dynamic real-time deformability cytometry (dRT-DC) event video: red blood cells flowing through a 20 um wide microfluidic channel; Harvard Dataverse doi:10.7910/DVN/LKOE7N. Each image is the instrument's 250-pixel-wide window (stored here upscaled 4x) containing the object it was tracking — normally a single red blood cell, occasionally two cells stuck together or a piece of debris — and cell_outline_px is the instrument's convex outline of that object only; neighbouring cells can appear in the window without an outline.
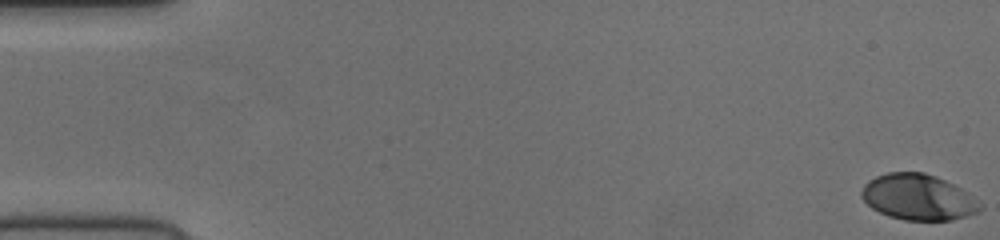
{"species": "human", "species_latin": "Homo sapiens", "temperature_condition": "cold", "stored_images_in_passage": 53, "camera_frame_rate_fps": 3000, "um_per_image_px": 0.085, "donor": {"sex": "female"}, "frame": {"image": 1, "passage_image": 1, "time_ms": 0.0, "image_size_px": [1000, 240], "cell_outline_px": [[984, 208], [976, 212], [952, 220], [904, 220], [888, 216], [872, 208], [860, 196], [860, 192], [864, 184], [868, 180], [876, 176], [888, 172], [924, 172], [936, 176], [960, 188], [984, 204]], "centroid_in_image_um": [78.03, 16.76], "position_along_channel_um": 7.0, "area_um2": 31.67}}
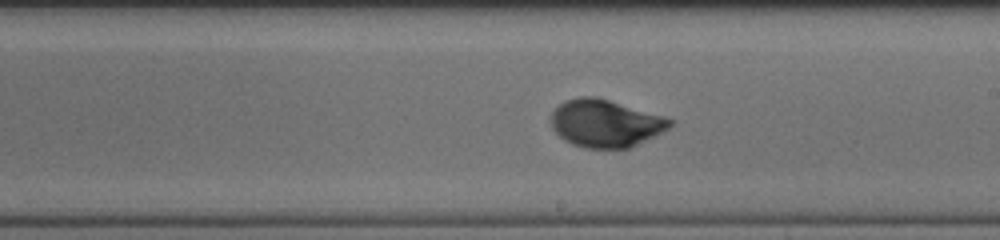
{"frame": {"image": 2, "passage_image": 31, "time_ms": 10.0, "image_size_px": [1000, 240], "cell_outline_px": [[672, 124], [668, 128], [628, 148], [584, 148], [572, 144], [564, 140], [552, 128], [548, 120], [552, 112], [564, 100], [580, 96], [596, 96], [664, 116], [672, 120]], "centroid_in_image_um": [51.39, 10.47], "position_along_channel_um": 237.6, "area_um2": 32.77}}
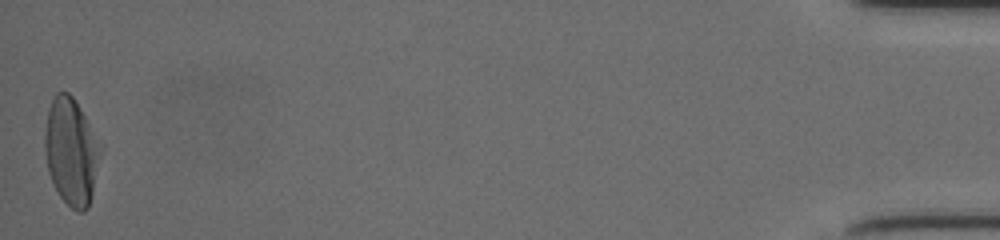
{"frame": {"image": 3, "passage_image": 53, "time_ms": 17.333, "image_size_px": [1000, 240], "cell_outline_px": [[104, 148], [88, 208], [84, 212], [76, 212], [60, 196], [48, 172], [44, 148], [44, 136], [48, 108], [56, 92], [68, 92], [72, 96]], "centroid_in_image_um": [6.07, 12.89], "position_along_channel_um": 429.1, "area_um2": 34.85}}